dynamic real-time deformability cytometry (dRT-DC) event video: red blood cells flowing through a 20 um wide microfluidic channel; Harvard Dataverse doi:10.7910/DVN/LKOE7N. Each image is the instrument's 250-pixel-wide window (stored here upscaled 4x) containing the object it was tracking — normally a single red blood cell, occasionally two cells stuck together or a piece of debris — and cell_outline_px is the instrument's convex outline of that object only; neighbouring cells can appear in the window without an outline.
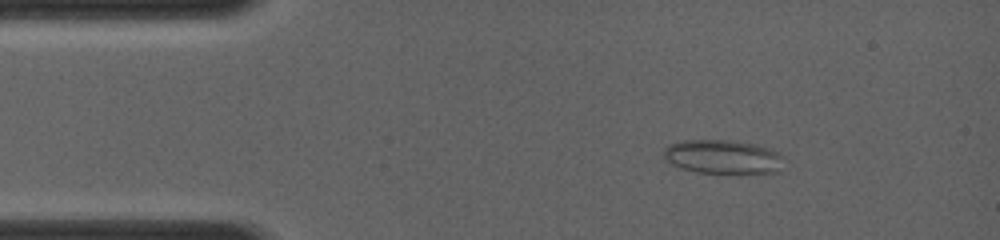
{"species": "common noctule bat (a hibernating species)", "species_latin": "Nyctalus noctula", "temperature_condition": "room temperature", "stored_images_in_passage": 6, "camera_frame_rate_fps": 4000, "um_per_image_px": 0.085, "animal": {"sex": "female", "body_mass_g": 19.0, "forearm_length_mm": 56.7}, "frame": {"image": 1, "passage_image": 3, "time_ms": 1.75, "image_size_px": [1000, 240], "cell_outline_px": [[784, 156], [780, 172], [700, 172], [680, 168], [664, 160], [664, 148], [668, 144], [684, 140], [728, 140], [756, 144], [768, 148]], "centroid_in_image_um": [61.42, 13.31], "position_along_channel_um": 23.6, "area_um2": 23.58}}
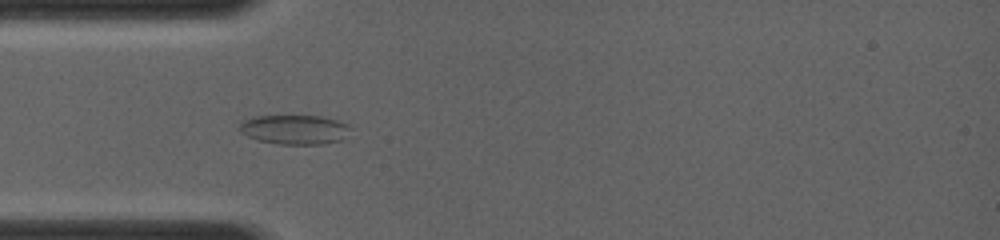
{"frame": {"image": 2, "passage_image": 5, "time_ms": 3.75, "image_size_px": [1000, 240], "cell_outline_px": [[348, 128], [340, 140], [320, 144], [280, 144], [260, 140], [248, 136], [240, 128], [240, 124], [252, 116], [320, 116], [336, 120], [348, 124]], "centroid_in_image_um": [25.02, 11.0], "position_along_channel_um": 60.0, "area_um2": 18.38}}